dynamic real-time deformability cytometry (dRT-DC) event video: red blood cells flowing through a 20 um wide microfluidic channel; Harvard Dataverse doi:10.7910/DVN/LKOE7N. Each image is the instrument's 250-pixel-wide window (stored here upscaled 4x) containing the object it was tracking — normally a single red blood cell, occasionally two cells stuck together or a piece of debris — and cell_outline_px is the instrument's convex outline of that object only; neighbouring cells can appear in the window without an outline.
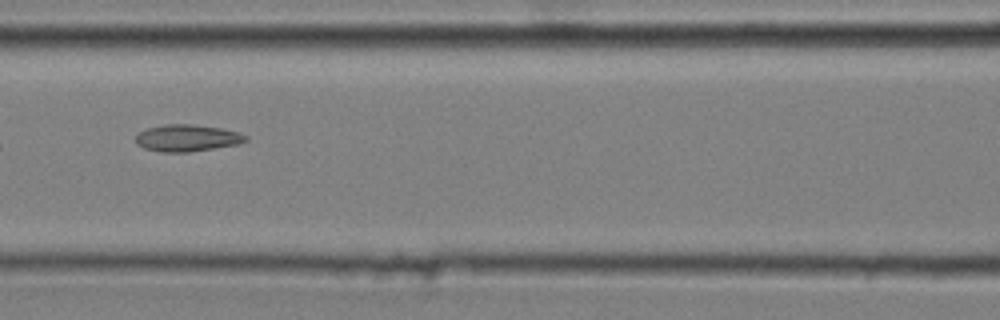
{"species": "common noctule bat (a hibernating species)", "species_latin": "Nyctalus noctula", "temperature_condition": "cold", "stored_images_in_passage": 5, "camera_frame_rate_fps": 3000, "um_per_image_px": 0.085, "animal": {"sex": "male", "body_mass_g": 20.4}, "frame": {"image": 1, "passage_image": 5, "time_ms": 1.333, "image_size_px": [1000, 320], "cell_outline_px": [[248, 140], [240, 144], [188, 152], [160, 152], [144, 148], [136, 144], [136, 136], [140, 132], [148, 128], [164, 124], [192, 124], [220, 128], [240, 132], [248, 136]], "centroid_in_image_um": [15.93, 11.73], "position_along_channel_um": 150.7, "area_um2": 17.28}}